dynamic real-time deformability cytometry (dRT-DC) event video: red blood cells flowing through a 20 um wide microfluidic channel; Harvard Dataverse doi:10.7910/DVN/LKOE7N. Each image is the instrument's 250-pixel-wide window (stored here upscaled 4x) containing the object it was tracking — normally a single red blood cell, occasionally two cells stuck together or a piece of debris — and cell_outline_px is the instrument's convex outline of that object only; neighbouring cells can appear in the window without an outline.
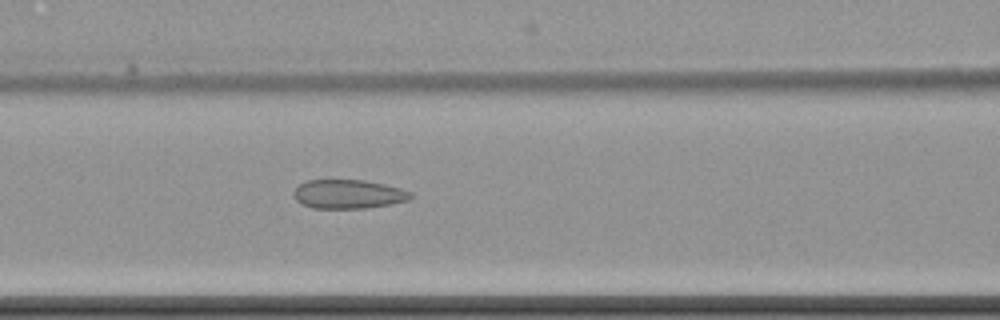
{"species": "common noctule bat (a hibernating species)", "species_latin": "Nyctalus noctula", "temperature_condition": "cold", "stored_images_in_passage": 8, "camera_frame_rate_fps": 3000, "um_per_image_px": 0.085, "animal": {"sex": "female", "body_mass_g": 22.7, "forearm_length_mm": 54.2}, "frame": {"image": 1, "passage_image": 7, "time_ms": 7.333, "image_size_px": [1000, 320], "cell_outline_px": [[412, 196], [408, 200], [392, 204], [364, 208], [312, 208], [300, 204], [296, 200], [292, 192], [304, 180], [364, 180], [384, 184], [400, 188], [412, 192]], "centroid_in_image_um": [29.58, 16.5], "position_along_channel_um": 137.0, "area_um2": 19.83}}